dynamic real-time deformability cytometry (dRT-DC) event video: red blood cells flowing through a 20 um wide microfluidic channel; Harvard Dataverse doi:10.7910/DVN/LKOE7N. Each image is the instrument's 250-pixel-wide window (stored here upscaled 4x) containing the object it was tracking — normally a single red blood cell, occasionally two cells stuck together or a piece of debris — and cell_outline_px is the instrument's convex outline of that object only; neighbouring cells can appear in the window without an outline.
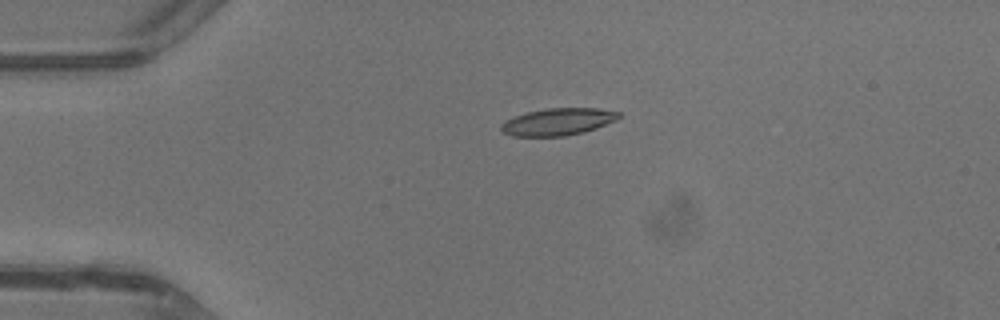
{"species": "common noctule bat (a hibernating species)", "species_latin": "Nyctalus noctula", "temperature_condition": "warm", "stored_images_in_passage": 4, "camera_frame_rate_fps": 3000, "um_per_image_px": 0.085, "animal": {"sex": "male", "body_mass_g": 13.3}, "frame": {"image": 1, "passage_image": 3, "time_ms": 2.333, "image_size_px": [1000, 320], "cell_outline_px": [[620, 116], [616, 120], [596, 128], [584, 132], [564, 136], [512, 136], [504, 132], [500, 128], [500, 124], [516, 116], [528, 112], [548, 108], [596, 108], [620, 112]], "centroid_in_image_um": [47.44, 10.35], "position_along_channel_um": 37.6, "area_um2": 18.38}}